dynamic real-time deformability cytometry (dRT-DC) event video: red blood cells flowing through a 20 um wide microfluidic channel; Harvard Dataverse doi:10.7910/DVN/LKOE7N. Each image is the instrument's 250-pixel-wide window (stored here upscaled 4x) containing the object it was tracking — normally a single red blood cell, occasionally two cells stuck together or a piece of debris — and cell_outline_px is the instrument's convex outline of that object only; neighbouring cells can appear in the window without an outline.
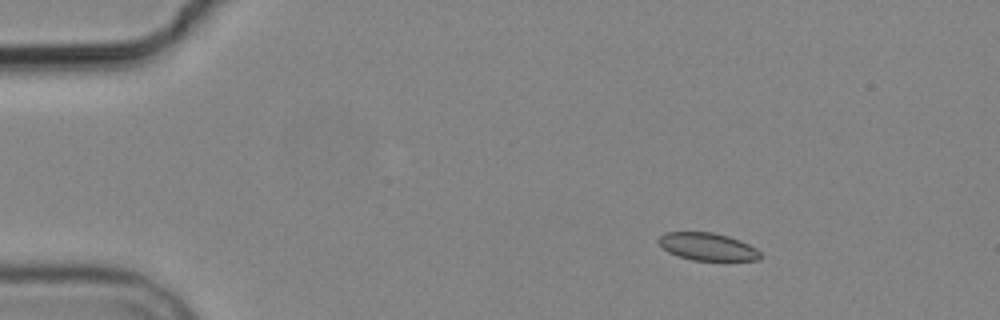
{"species": "common noctule bat (a hibernating species)", "species_latin": "Nyctalus noctula", "temperature_condition": "cold", "stored_images_in_passage": 4, "camera_frame_rate_fps": 3000, "um_per_image_px": 0.085, "animal": {"sex": "male", "body_mass_g": 19.2, "forearm_length_mm": 51.8}, "frame": {"image": 1, "passage_image": 2, "time_ms": 2.0, "image_size_px": [1000, 320], "cell_outline_px": [[764, 256], [760, 260], [692, 260], [668, 252], [656, 240], [664, 232], [712, 232], [728, 236], [740, 240], [756, 248]], "centroid_in_image_um": [60.16, 20.96], "position_along_channel_um": 24.8, "area_um2": 16.36}}